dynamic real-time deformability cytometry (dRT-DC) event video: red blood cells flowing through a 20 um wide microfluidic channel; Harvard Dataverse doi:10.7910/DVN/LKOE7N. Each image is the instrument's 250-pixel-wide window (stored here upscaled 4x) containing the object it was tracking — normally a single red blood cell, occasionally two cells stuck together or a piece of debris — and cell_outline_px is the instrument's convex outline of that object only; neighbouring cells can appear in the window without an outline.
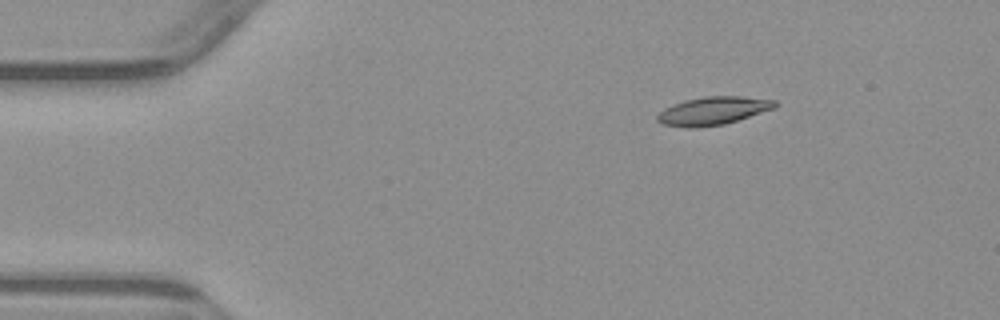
{"species": "common noctule bat (a hibernating species)", "species_latin": "Nyctalus noctula", "temperature_condition": "warm", "stored_images_in_passage": 4, "segment_of_instrument_passage": [1, 2], "camera_frame_rate_fps": 3000, "um_per_image_px": 0.085, "animal": {"sex": "male", "body_mass_g": 23.1, "forearm_length_mm": 52.7}, "frame": {"image": 1, "passage_image": 1, "time_ms": 0.0, "image_size_px": [1000, 320], "cell_outline_px": [[780, 104], [776, 108], [724, 124], [696, 128], [688, 128], [664, 124], [656, 120], [656, 116], [664, 108], [672, 104], [684, 100], [704, 96], [740, 96], [776, 100]], "centroid_in_image_um": [60.62, 9.41], "position_along_channel_um": 24.4, "area_um2": 19.42}}